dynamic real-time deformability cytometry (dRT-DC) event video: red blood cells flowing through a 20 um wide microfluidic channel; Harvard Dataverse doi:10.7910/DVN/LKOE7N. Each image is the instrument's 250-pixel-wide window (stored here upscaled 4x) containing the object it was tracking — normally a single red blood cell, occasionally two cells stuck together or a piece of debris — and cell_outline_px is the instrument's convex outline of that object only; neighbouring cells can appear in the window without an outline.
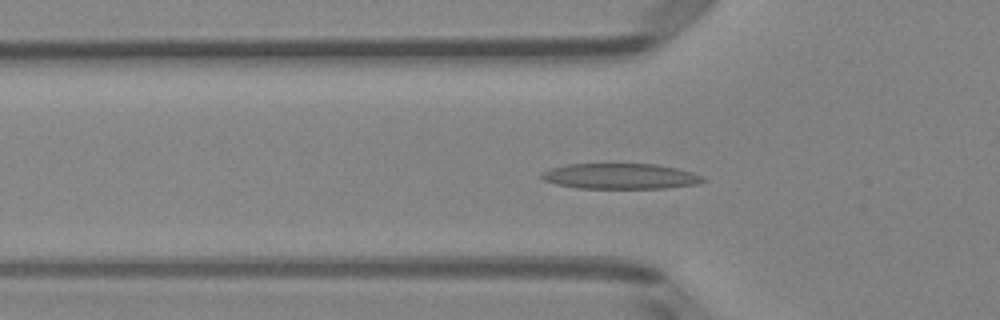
{"species": "Egyptian fruit bat (a non-hibernating species)", "species_latin": "Rousettus aegyptiacus", "temperature_condition": "room temperature", "stored_images_in_passage": 52, "camera_frame_rate_fps": 3000, "um_per_image_px": 0.085, "animal": {"sex": "female"}, "frame": {"image": 1, "passage_image": 17, "time_ms": 5.333, "image_size_px": [1000, 320], "cell_outline_px": [[708, 180], [696, 184], [664, 188], [576, 188], [556, 184], [544, 180], [540, 176], [540, 172], [552, 168], [568, 164], [656, 164], [676, 168], [692, 172], [704, 176]], "centroid_in_image_um": [52.74, 14.98], "position_along_channel_um": 73.1, "area_um2": 24.04}}
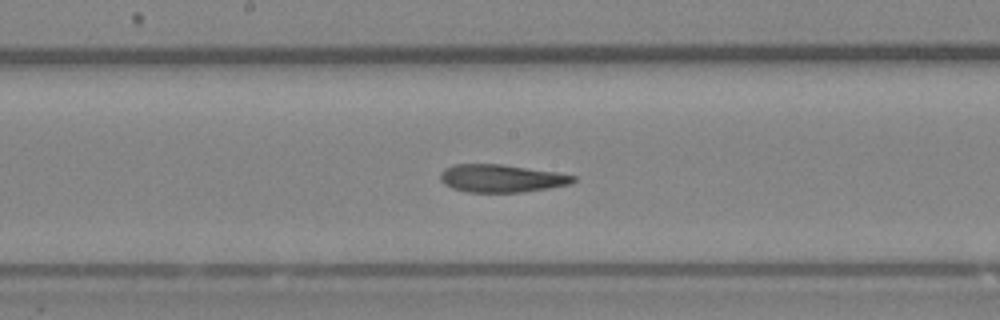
{"frame": {"image": 2, "passage_image": 27, "time_ms": 8.667, "image_size_px": [1000, 320], "cell_outline_px": [[576, 180], [572, 184], [524, 192], [468, 192], [452, 188], [444, 184], [440, 180], [440, 172], [444, 168], [452, 164], [504, 164], [556, 172], [576, 176]], "centroid_in_image_um": [42.61, 15.15], "position_along_channel_um": 205.6, "area_um2": 21.73}}
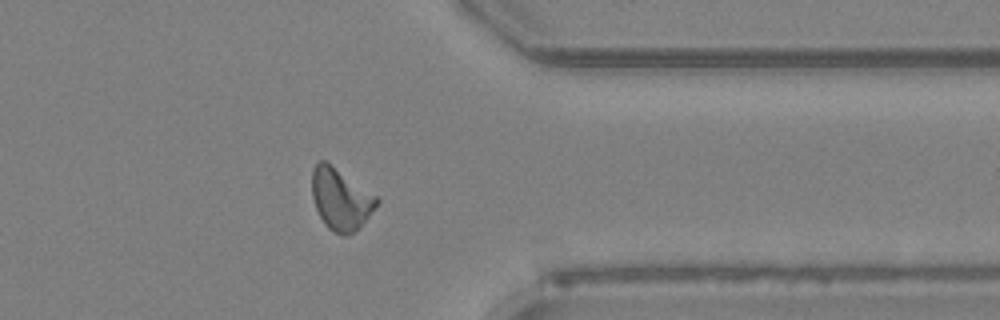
{"frame": {"image": 3, "passage_image": 41, "time_ms": 13.333, "image_size_px": [1000, 320], "cell_outline_px": [[380, 200], [368, 216], [348, 236], [344, 236], [332, 232], [324, 224], [316, 208], [312, 196], [312, 168], [320, 160], [324, 160], [380, 196]], "centroid_in_image_um": [28.96, 16.91], "position_along_channel_um": 382.4, "area_um2": 23.18}, "authors_computed_cell_mechanics": {"area_um2": 22.2241, "velocity_mm_per_s": 3.9775, "shape_relaxation_time_tau1_ms": 8.8814, "shape_relaxation_time_tau2_ms": 3.4308, "deformation_change_tau1": 0.2474, "deformation_change_tau2": 0.1208}}